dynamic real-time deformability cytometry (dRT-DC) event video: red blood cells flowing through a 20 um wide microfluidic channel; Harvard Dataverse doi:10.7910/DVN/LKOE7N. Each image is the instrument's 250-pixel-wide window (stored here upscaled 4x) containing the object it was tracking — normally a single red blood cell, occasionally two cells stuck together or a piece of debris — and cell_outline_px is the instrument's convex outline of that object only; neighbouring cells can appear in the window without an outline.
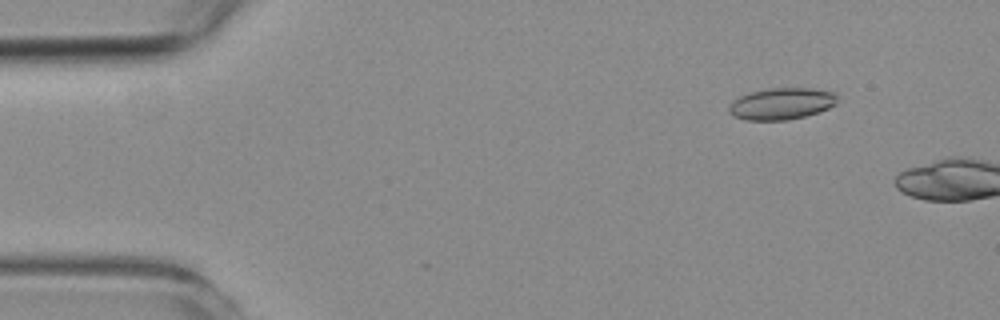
{"species": "common noctule bat (a hibernating species)", "species_latin": "Nyctalus noctula", "temperature_condition": "room temperature", "stored_images_in_passage": 9, "camera_frame_rate_fps": 3000, "um_per_image_px": 0.085, "animal": {"sex": "female", "body_mass_g": 19.3, "forearm_length_mm": 54.1}, "frame": {"image": 1, "passage_image": 6, "time_ms": 1.667, "image_size_px": [1000, 320], "cell_outline_px": [[836, 104], [820, 112], [788, 120], [744, 120], [732, 116], [728, 112], [728, 104], [732, 100], [740, 96], [752, 92], [772, 88], [812, 88], [836, 92]], "centroid_in_image_um": [66.4, 8.82], "position_along_channel_um": 18.6, "area_um2": 20.17}}